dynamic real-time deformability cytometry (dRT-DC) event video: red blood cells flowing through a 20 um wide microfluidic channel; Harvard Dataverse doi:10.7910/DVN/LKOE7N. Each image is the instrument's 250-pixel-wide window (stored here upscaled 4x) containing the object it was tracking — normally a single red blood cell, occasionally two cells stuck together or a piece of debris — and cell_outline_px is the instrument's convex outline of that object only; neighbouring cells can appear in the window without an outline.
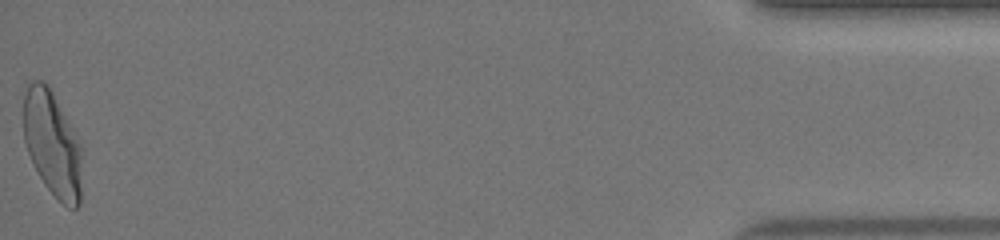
{"species": "human", "species_latin": "Homo sapiens", "temperature_condition": "warm", "stored_images_in_passage": 47, "camera_frame_rate_fps": 3000, "um_per_image_px": 0.085, "donor": {"sex": "female"}, "frame": {"image": 1, "passage_image": 47, "time_ms": 15.333, "image_size_px": [1000, 240], "cell_outline_px": [[80, 204], [76, 208], [68, 208], [44, 184], [28, 152], [24, 140], [24, 92], [28, 84], [32, 80], [44, 80], [48, 84], [80, 144]], "centroid_in_image_um": [4.42, 12.19], "position_along_channel_um": 430.8, "area_um2": 35.03}, "authors_computed_cell_mechanics": {"area_um2": 33.235, "velocity_mm_per_s": 4.0762, "shape_relaxation_time_tau1_ms": 4.3075, "shape_relaxation_time_tau2_ms": null, "deformation_change_tau1": 0.195, "deformation_change_tau2": null}}